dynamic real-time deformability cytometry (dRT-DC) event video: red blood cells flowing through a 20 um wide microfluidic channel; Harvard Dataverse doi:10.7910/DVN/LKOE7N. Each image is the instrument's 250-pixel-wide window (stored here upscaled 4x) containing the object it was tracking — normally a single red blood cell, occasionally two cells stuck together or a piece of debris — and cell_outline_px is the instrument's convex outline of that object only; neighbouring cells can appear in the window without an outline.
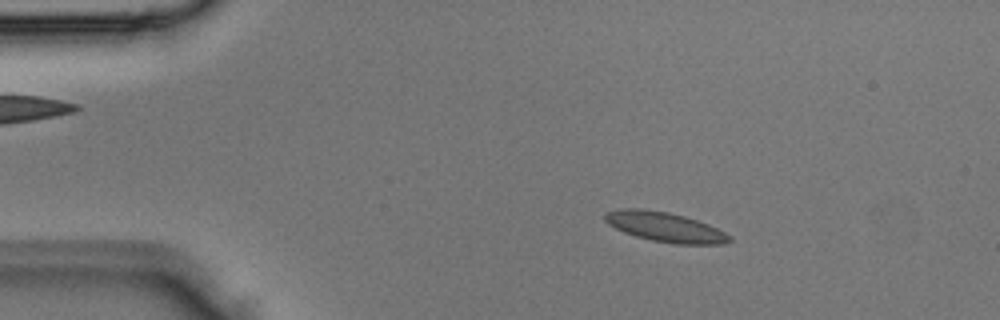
{"species": "Egyptian fruit bat (a non-hibernating species)", "species_latin": "Rousettus aegyptiacus", "temperature_condition": "room temperature", "stored_images_in_passage": 4, "camera_frame_rate_fps": 3000, "um_per_image_px": 0.085, "animal": {"sex": "male"}, "frame": {"image": 1, "passage_image": 2, "time_ms": 0.333, "image_size_px": [1000, 320], "cell_outline_px": [[732, 240], [720, 244], [676, 244], [652, 240], [636, 236], [624, 232], [608, 224], [604, 220], [604, 212], [620, 208], [644, 208], [668, 212], [684, 216], [708, 224], [732, 236]], "centroid_in_image_um": [56.49, 19.28], "position_along_channel_um": 28.5, "area_um2": 21.56}}
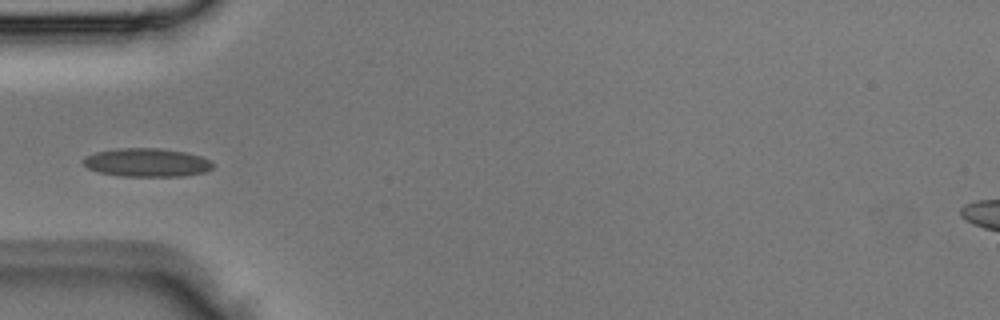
{"frame": {"image": 2, "passage_image": 4, "time_ms": 1.0, "image_size_px": [1000, 320], "cell_outline_px": [[216, 164], [212, 168], [204, 172], [184, 176], [124, 176], [100, 172], [88, 168], [80, 160], [96, 152], [116, 148], [160, 148], [188, 152], [200, 156]], "centroid_in_image_um": [12.51, 13.8], "position_along_channel_um": 72.5, "area_um2": 21.5}}